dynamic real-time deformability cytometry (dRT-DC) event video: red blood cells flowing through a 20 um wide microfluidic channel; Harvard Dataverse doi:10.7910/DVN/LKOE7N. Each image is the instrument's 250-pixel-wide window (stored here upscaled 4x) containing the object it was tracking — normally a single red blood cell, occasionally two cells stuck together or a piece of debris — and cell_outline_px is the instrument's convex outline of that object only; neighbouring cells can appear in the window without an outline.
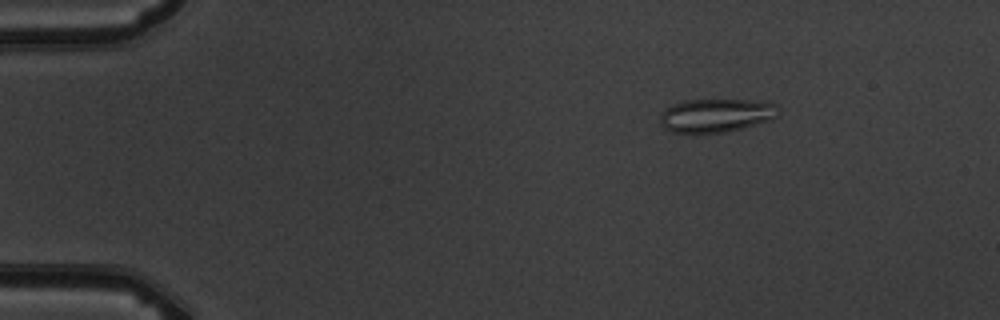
{"species": "common noctule bat (a hibernating species)", "species_latin": "Nyctalus noctula", "temperature_condition": "warm", "stored_images_in_passage": 8, "camera_frame_rate_fps": 3000, "um_per_image_px": 0.085, "animal": {"sex": "male", "body_mass_g": 19.5, "forearm_length_mm": 54.6}, "frame": {"image": 1, "passage_image": 3, "time_ms": 2.333, "image_size_px": [1000, 320], "cell_outline_px": [[780, 112], [772, 120], [744, 128], [728, 132], [672, 132], [664, 128], [660, 124], [660, 116], [664, 108], [672, 104], [684, 100], [748, 100], [780, 104]], "centroid_in_image_um": [60.9, 9.8], "position_along_channel_um": 24.1, "area_um2": 23.35}}
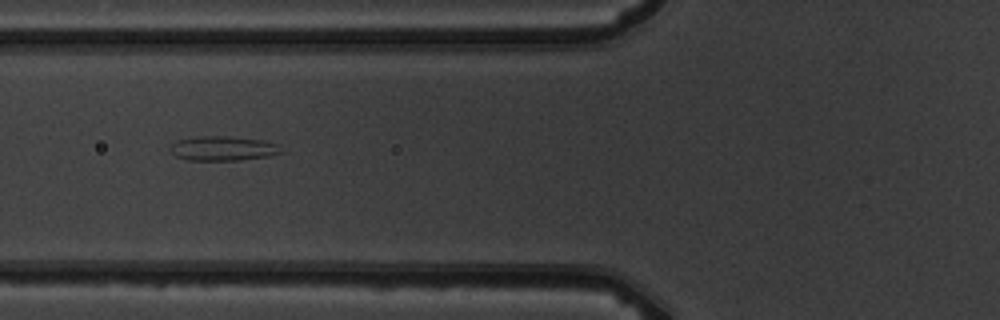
{"frame": {"image": 2, "passage_image": 6, "time_ms": 6.667, "image_size_px": [1000, 320], "cell_outline_px": [[284, 152], [268, 156], [240, 160], [188, 160], [176, 156], [168, 148], [176, 140], [196, 136], [228, 136], [264, 140], [280, 144]], "centroid_in_image_um": [18.98, 12.6], "position_along_channel_um": 106.8, "area_um2": 16.07}}
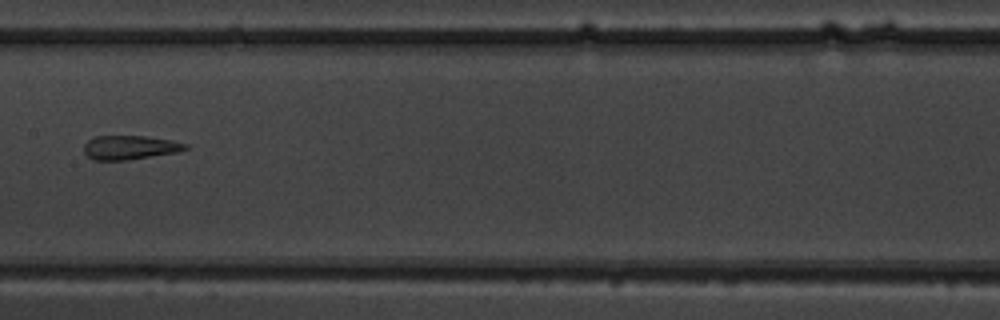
{"frame": {"image": 3, "passage_image": 8, "time_ms": 9.0, "image_size_px": [1000, 320], "cell_outline_px": [[192, 148], [176, 152], [128, 160], [92, 160], [84, 152], [84, 144], [88, 140], [96, 136], [144, 136], [172, 140], [188, 144]], "centroid_in_image_um": [11.06, 12.53], "position_along_channel_um": 196.3, "area_um2": 14.28}}